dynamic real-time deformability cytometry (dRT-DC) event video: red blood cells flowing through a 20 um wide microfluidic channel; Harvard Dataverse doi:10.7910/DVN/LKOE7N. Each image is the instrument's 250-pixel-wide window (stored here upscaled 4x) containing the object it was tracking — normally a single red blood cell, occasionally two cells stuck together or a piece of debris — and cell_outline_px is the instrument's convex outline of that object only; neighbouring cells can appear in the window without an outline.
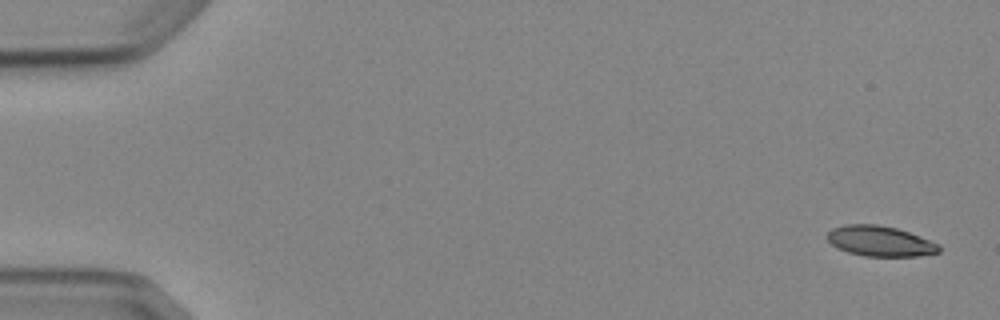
{"species": "Egyptian fruit bat (a non-hibernating species)", "species_latin": "Rousettus aegyptiacus", "temperature_condition": "cold", "stored_images_in_passage": 4, "camera_frame_rate_fps": 3000, "um_per_image_px": 0.085, "animal": {"sex": "female"}, "frame": {"image": 1, "passage_image": 1, "time_ms": 0.0, "image_size_px": [1000, 320], "cell_outline_px": [[940, 252], [916, 256], [864, 256], [848, 252], [836, 248], [828, 240], [828, 232], [832, 228], [844, 224], [876, 224], [896, 228], [908, 232], [940, 244]], "centroid_in_image_um": [74.79, 20.49], "position_along_channel_um": 10.2, "area_um2": 19.71}}
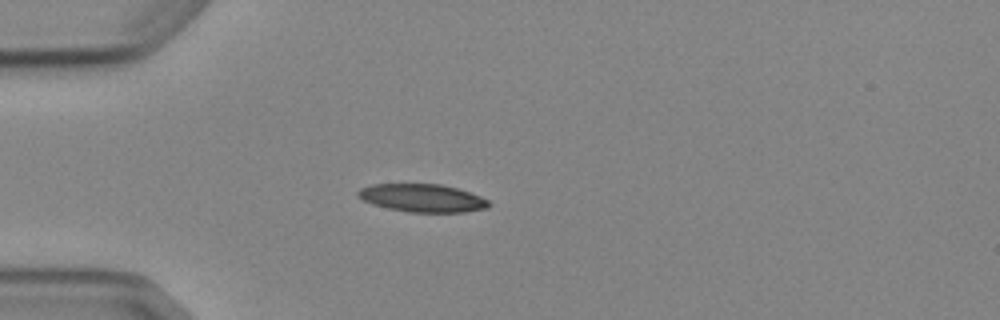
{"frame": {"image": 2, "passage_image": 4, "time_ms": 4.333, "image_size_px": [1000, 320], "cell_outline_px": [[492, 204], [488, 208], [464, 212], [408, 212], [388, 208], [372, 204], [356, 196], [356, 192], [360, 188], [372, 184], [440, 184], [456, 188], [480, 196], [488, 200]], "centroid_in_image_um": [35.89, 16.83], "position_along_channel_um": 49.1, "area_um2": 21.33}}